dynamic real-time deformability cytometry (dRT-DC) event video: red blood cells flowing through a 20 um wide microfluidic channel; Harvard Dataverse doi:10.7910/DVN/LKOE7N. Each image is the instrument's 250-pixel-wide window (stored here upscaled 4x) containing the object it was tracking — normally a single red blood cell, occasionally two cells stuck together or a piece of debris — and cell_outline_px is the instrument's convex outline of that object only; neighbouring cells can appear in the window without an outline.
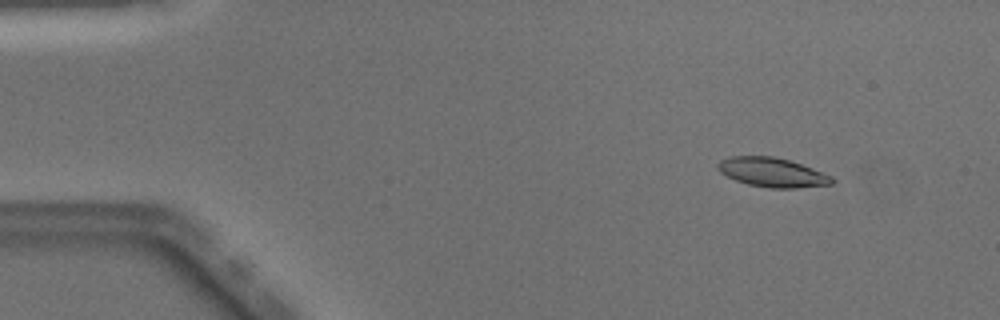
{"species": "Egyptian fruit bat (a non-hibernating species)", "species_latin": "Rousettus aegyptiacus", "temperature_condition": "warm", "stored_images_in_passage": 49, "camera_frame_rate_fps": 3000, "um_per_image_px": 0.085, "animal": {"sex": "male"}, "frame": {"image": 1, "passage_image": 5, "time_ms": 1.333, "image_size_px": [1000, 320], "cell_outline_px": [[832, 184], [796, 188], [772, 188], [748, 184], [736, 180], [720, 172], [716, 168], [716, 164], [720, 160], [732, 156], [772, 156], [788, 160], [812, 168], [832, 176]], "centroid_in_image_um": [65.61, 14.65], "position_along_channel_um": 19.4, "area_um2": 19.25}}
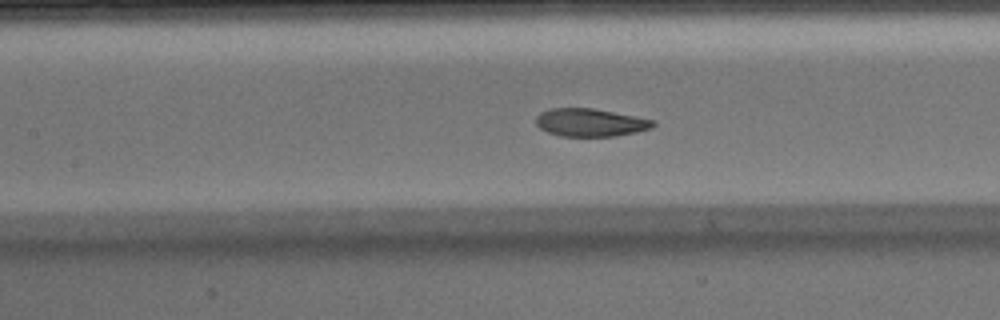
{"frame": {"image": 2, "passage_image": 22, "time_ms": 7.0, "image_size_px": [1000, 320], "cell_outline_px": [[656, 124], [652, 128], [636, 132], [616, 136], [560, 136], [548, 132], [540, 128], [536, 124], [536, 116], [540, 112], [552, 108], [592, 108], [652, 120]], "centroid_in_image_um": [50.14, 10.42], "position_along_channel_um": 157.3, "area_um2": 18.84}}
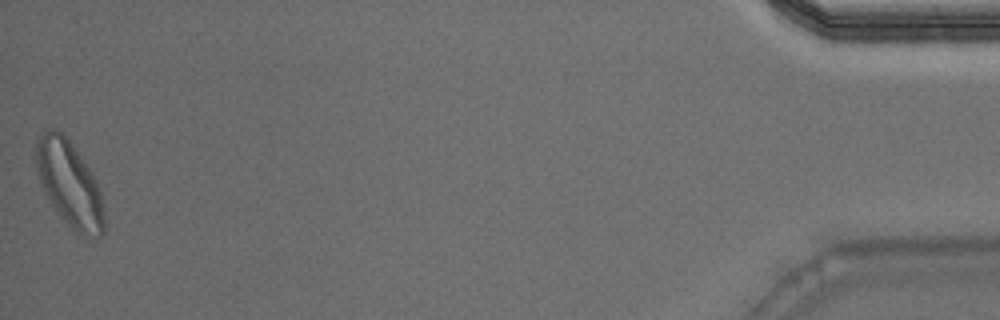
{"frame": {"image": 3, "passage_image": 49, "time_ms": 16.0, "image_size_px": [1000, 320], "cell_outline_px": [[108, 224], [104, 236], [84, 236], [76, 232], [56, 212], [44, 192], [36, 172], [36, 136], [48, 128], [56, 128], [72, 144], [92, 172], [96, 180], [104, 204]], "centroid_in_image_um": [5.93, 15.66], "position_along_channel_um": 429.3, "area_um2": 34.62}, "authors_computed_cell_mechanics": {"area_um2": 19.8832, "velocity_mm_per_s": 4.0632, "shape_relaxation_time_tau1_ms": 2.8144, "shape_relaxation_time_tau2_ms": 1.4455, "deformation_change_tau1": 0.1579, "deformation_change_tau2": 0.0862}}